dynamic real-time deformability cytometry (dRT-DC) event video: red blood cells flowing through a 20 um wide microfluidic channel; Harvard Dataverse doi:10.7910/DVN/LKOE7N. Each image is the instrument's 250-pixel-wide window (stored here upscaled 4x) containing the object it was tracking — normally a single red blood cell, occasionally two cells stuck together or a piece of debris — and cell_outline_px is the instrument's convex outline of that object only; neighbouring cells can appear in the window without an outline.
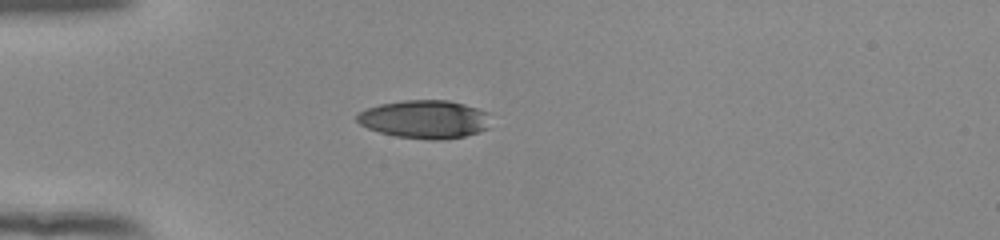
{"species": "human", "species_latin": "Homo sapiens", "temperature_condition": "room temperature", "stored_images_in_passage": 39, "camera_frame_rate_fps": 3000, "um_per_image_px": 0.085, "donor": {"sex": "female"}, "frame": {"image": 1, "passage_image": 1, "time_ms": 0.0, "image_size_px": [1000, 240], "cell_outline_px": [[488, 128], [480, 132], [464, 136], [440, 140], [428, 140], [396, 136], [380, 132], [368, 128], [360, 124], [356, 120], [356, 112], [380, 104], [404, 100], [448, 100], [464, 104], [488, 112]], "centroid_in_image_um": [36.08, 10.14], "position_along_channel_um": 48.9, "area_um2": 29.82}}
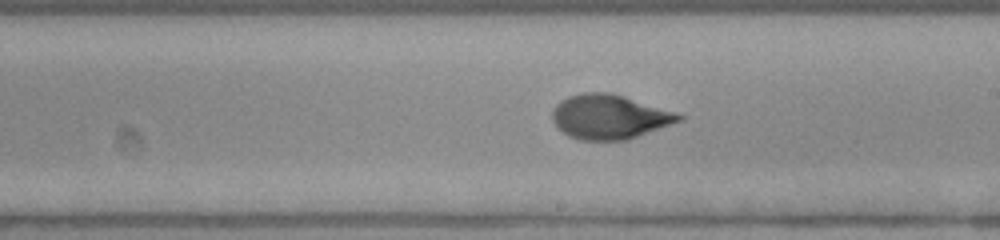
{"frame": {"image": 2, "passage_image": 17, "time_ms": 5.333, "image_size_px": [1000, 240], "cell_outline_px": [[684, 120], [628, 140], [580, 140], [568, 136], [552, 120], [552, 112], [556, 104], [560, 100], [568, 96], [584, 92], [612, 92], [676, 112], [684, 116]], "centroid_in_image_um": [51.83, 9.92], "position_along_channel_um": 237.2, "area_um2": 32.95}}
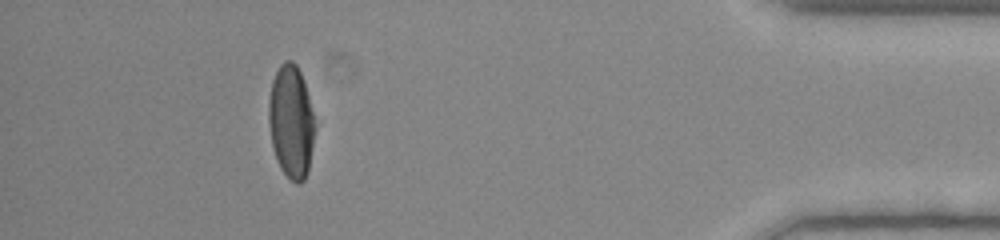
{"frame": {"image": 3, "passage_image": 34, "time_ms": 11.0, "image_size_px": [1000, 240], "cell_outline_px": [[316, 128], [308, 172], [304, 180], [300, 184], [296, 184], [280, 168], [276, 160], [272, 144], [268, 124], [268, 104], [272, 80], [280, 64], [284, 60], [292, 60], [296, 64], [300, 72], [308, 96], [316, 124]], "centroid_in_image_um": [24.75, 10.36], "position_along_channel_um": 410.5, "area_um2": 30.63}, "authors_computed_cell_mechanics": {"area_um2": 32.3102, "velocity_mm_per_s": 3.9168, "shape_relaxation_time_tau1_ms": 4.4057, "shape_relaxation_time_tau2_ms": 0.9276, "deformation_change_tau1": 0.2008, "deformation_change_tau2": 0.0552}}